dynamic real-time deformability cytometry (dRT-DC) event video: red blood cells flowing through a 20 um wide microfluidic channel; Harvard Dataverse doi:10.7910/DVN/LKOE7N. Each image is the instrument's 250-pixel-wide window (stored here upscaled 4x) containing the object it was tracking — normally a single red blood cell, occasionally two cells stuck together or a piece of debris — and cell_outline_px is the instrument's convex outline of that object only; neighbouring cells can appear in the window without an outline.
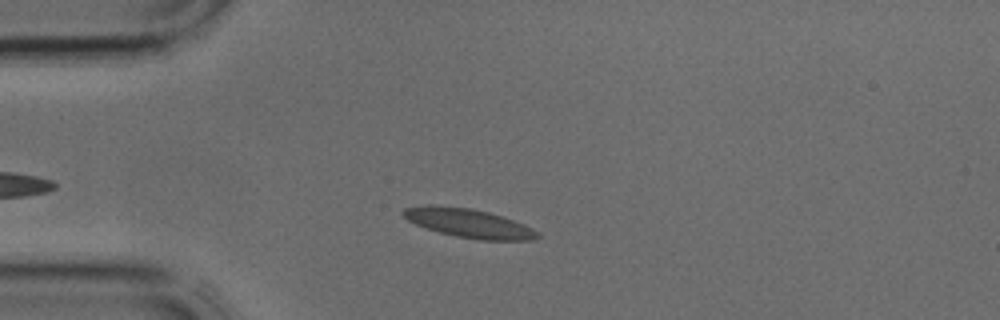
{"species": "common noctule bat (a hibernating species)", "species_latin": "Nyctalus noctula", "temperature_condition": "cold", "stored_images_in_passage": 16, "camera_frame_rate_fps": 3000, "um_per_image_px": 0.085, "animal": {"sex": "male", "body_mass_g": 17.9, "forearm_length_mm": 54.2}, "frame": {"image": 1, "passage_image": 6, "time_ms": 1.667, "image_size_px": [1000, 320], "cell_outline_px": [[540, 236], [532, 240], [480, 240], [456, 236], [440, 232], [416, 224], [408, 220], [400, 212], [404, 208], [428, 204], [432, 204], [472, 208], [488, 212], [524, 224], [540, 232]], "centroid_in_image_um": [39.84, 18.96], "position_along_channel_um": 45.2, "area_um2": 22.54}}